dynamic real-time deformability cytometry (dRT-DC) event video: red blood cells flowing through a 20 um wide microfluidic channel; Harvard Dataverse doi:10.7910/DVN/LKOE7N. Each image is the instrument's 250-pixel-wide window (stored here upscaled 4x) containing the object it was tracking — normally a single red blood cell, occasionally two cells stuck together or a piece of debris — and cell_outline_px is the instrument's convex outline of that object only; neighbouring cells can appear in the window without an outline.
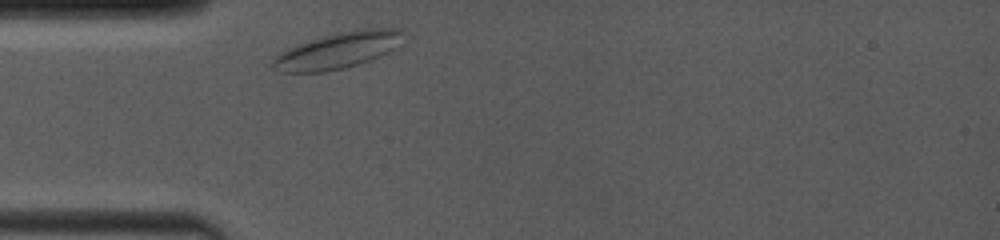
{"species": "common noctule bat (a hibernating species)", "species_latin": "Nyctalus noctula", "temperature_condition": "room temperature", "stored_images_in_passage": 29, "camera_frame_rate_fps": 4000, "um_per_image_px": 0.085, "animal": {"sex": "female", "body_mass_g": 19.0, "forearm_length_mm": 53.3}, "frame": {"image": 1, "passage_image": 1, "time_ms": 0.0, "image_size_px": [1000, 240], "cell_outline_px": [[404, 32], [392, 48], [388, 52], [368, 60], [344, 68], [324, 72], [280, 72], [272, 64], [272, 56], [288, 48], [324, 36], [340, 32], [364, 28], [396, 28]], "centroid_in_image_um": [28.65, 4.29], "position_along_channel_um": 56.4, "area_um2": 26.76}}
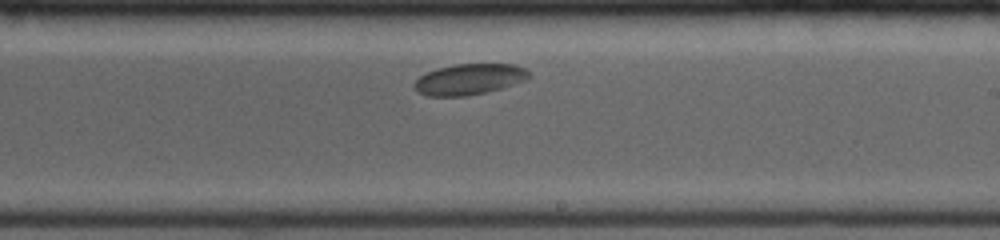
{"frame": {"image": 2, "passage_image": 17, "time_ms": 5.25, "image_size_px": [1000, 240], "cell_outline_px": [[532, 76], [528, 80], [500, 88], [484, 92], [464, 96], [428, 96], [420, 92], [412, 84], [420, 76], [436, 68], [456, 64], [516, 64], [524, 68]], "centroid_in_image_um": [39.92, 6.72], "position_along_channel_um": 249.1, "area_um2": 20.52}}
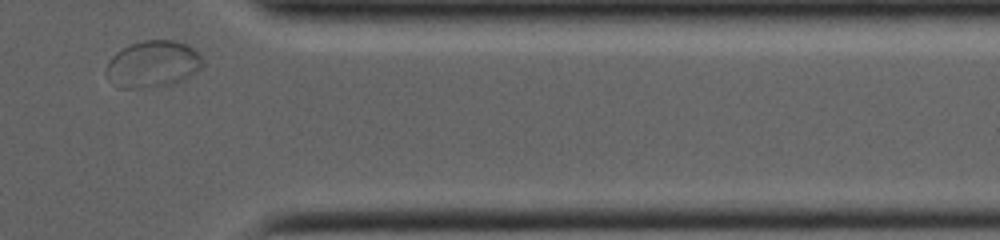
{"frame": {"image": 3, "passage_image": 29, "time_ms": 9.25, "image_size_px": [1000, 240], "cell_outline_px": [[204, 64], [200, 68], [188, 76], [172, 84], [144, 88], [120, 88], [112, 84], [108, 76], [108, 64], [112, 56], [116, 52], [132, 44], [144, 40], [176, 40], [188, 44], [204, 60]], "centroid_in_image_um": [13.0, 5.44], "position_along_channel_um": 398.4, "area_um2": 25.95}, "authors_computed_cell_mechanics": {"area_um2": 21.2126, "velocity_mm_per_s": 3.7673, "shape_relaxation_time_tau1_ms": 10.304, "shape_relaxation_time_tau2_ms": null, "deformation_change_tau1": 0.0868, "deformation_change_tau2": null}}